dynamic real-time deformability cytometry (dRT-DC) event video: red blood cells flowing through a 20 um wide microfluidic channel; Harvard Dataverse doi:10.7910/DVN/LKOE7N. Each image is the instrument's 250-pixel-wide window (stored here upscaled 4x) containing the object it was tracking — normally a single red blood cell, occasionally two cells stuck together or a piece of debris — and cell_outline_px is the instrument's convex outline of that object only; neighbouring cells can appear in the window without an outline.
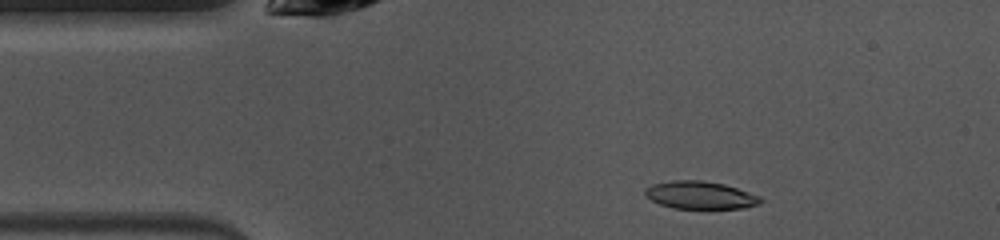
{"species": "common noctule bat (a hibernating species)", "species_latin": "Nyctalus noctula", "temperature_condition": "warm", "stored_images_in_passage": 48, "camera_frame_rate_fps": 3000, "um_per_image_px": 0.085, "animal": {"sex": "female", "body_mass_g": 10.0, "forearm_length_mm": 53.1}, "frame": {"image": 1, "passage_image": 7, "time_ms": 2.0, "image_size_px": [1000, 240], "cell_outline_px": [[764, 200], [760, 204], [744, 208], [672, 208], [660, 204], [644, 196], [644, 192], [652, 184], [672, 180], [700, 180], [724, 184], [760, 196]], "centroid_in_image_um": [59.52, 16.59], "position_along_channel_um": 25.5, "area_um2": 18.55}}
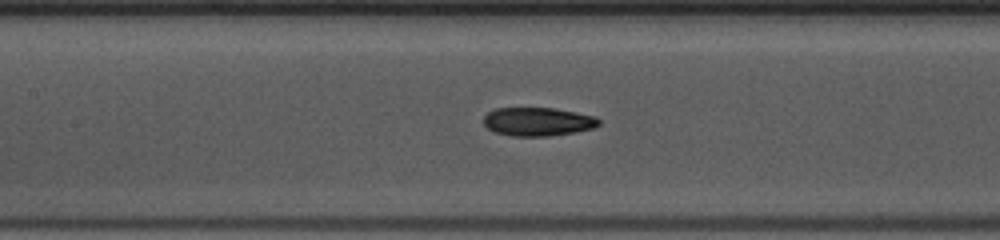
{"frame": {"image": 2, "passage_image": 20, "time_ms": 6.333, "image_size_px": [1000, 240], "cell_outline_px": [[600, 124], [596, 128], [576, 132], [552, 136], [512, 136], [496, 132], [488, 128], [484, 124], [484, 116], [488, 112], [496, 108], [552, 108], [576, 112], [596, 116], [600, 120]], "centroid_in_image_um": [45.76, 10.34], "position_along_channel_um": 161.6, "area_um2": 19.31}}
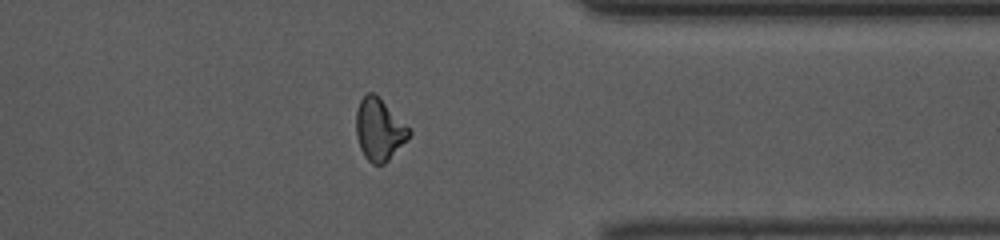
{"frame": {"image": 3, "passage_image": 37, "time_ms": 12.0, "image_size_px": [1000, 240], "cell_outline_px": [[412, 132], [388, 160], [384, 164], [372, 164], [364, 156], [360, 148], [356, 136], [356, 112], [360, 100], [368, 92], [372, 92]], "centroid_in_image_um": [32.17, 11.05], "position_along_channel_um": 379.2, "area_um2": 18.32}, "authors_computed_cell_mechanics": {"area_um2": 19.2474, "velocity_mm_per_s": 4.0387, "shape_relaxation_time_tau1_ms": 4.9194, "shape_relaxation_time_tau2_ms": 2.2414, "deformation_change_tau1": 0.178, "deformation_change_tau2": 0.0919}}